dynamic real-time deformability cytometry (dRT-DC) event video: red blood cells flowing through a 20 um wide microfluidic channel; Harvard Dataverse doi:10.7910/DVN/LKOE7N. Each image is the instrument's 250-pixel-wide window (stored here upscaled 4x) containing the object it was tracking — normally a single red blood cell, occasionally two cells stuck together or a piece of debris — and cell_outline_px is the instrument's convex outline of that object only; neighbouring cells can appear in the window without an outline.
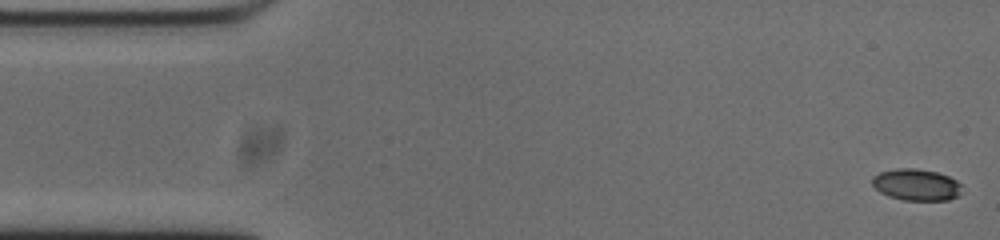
{"species": "common noctule bat (a hibernating species)", "species_latin": "Nyctalus noctula", "temperature_condition": "cold", "stored_images_in_passage": 53, "camera_frame_rate_fps": 3000, "um_per_image_px": 0.085, "animal": {"sex": "male", "body_mass_g": 20.0, "forearm_length_mm": 53.3}, "frame": {"image": 1, "passage_image": 1, "time_ms": 0.0, "image_size_px": [1000, 240], "cell_outline_px": [[960, 196], [948, 200], [904, 200], [888, 196], [880, 192], [872, 184], [872, 176], [880, 172], [896, 168], [916, 168], [936, 172], [948, 176], [956, 180], [960, 184]], "centroid_in_image_um": [77.88, 15.7], "position_along_channel_um": 7.1, "area_um2": 16.53}}
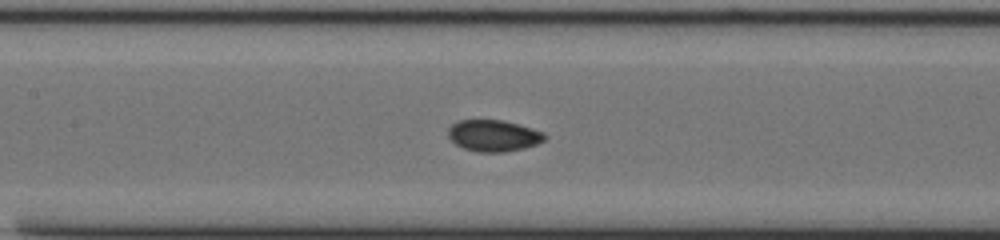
{"frame": {"image": 2, "passage_image": 23, "time_ms": 7.333, "image_size_px": [1000, 240], "cell_outline_px": [[548, 136], [544, 140], [536, 144], [524, 148], [504, 152], [476, 152], [464, 148], [456, 144], [448, 136], [448, 128], [456, 120], [504, 120], [532, 128], [544, 132]], "centroid_in_image_um": [41.95, 11.52], "position_along_channel_um": 165.4, "area_um2": 17.8}}
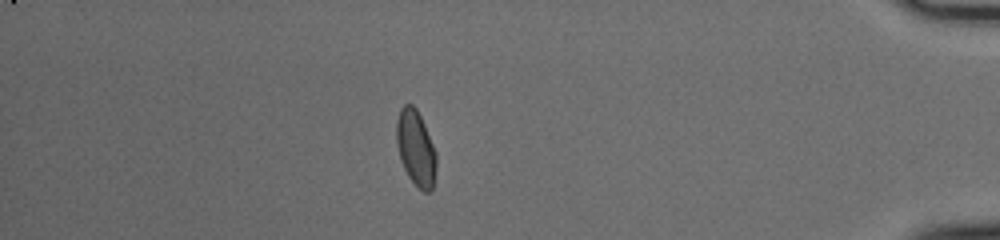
{"frame": {"image": 3, "passage_image": 46, "time_ms": 15.0, "image_size_px": [1000, 240], "cell_outline_px": [[436, 168], [432, 192], [424, 192], [408, 176], [400, 160], [396, 140], [396, 120], [400, 108], [404, 104], [412, 104], [416, 108], [424, 124], [436, 152]], "centroid_in_image_um": [35.33, 12.58], "position_along_channel_um": 399.9, "area_um2": 17.51}, "authors_computed_cell_mechanics": {"area_um2": 17.1088, "velocity_mm_per_s": 3.7331, "shape_relaxation_time_tau1_ms": 2.7917, "shape_relaxation_time_tau2_ms": 1.3365, "deformation_change_tau1": 0.0874, "deformation_change_tau2": 0.0446}}